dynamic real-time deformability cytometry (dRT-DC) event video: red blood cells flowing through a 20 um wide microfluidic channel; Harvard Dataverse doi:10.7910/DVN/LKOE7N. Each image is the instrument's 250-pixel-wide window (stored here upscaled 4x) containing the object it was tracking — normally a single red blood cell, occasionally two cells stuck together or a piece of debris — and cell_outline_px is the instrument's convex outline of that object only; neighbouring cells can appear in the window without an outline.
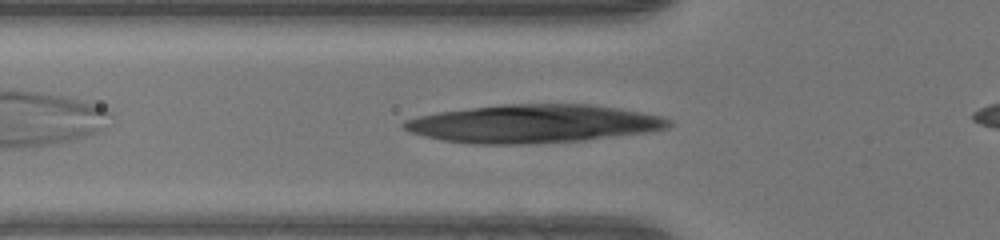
{"species": "human", "species_latin": "Homo sapiens", "temperature_condition": "warm", "stored_images_in_passage": 31, "camera_frame_rate_fps": 3000, "um_per_image_px": 0.085, "donor": {"sex": "female"}, "frame": {"image": 1, "passage_image": 10, "time_ms": 3.0, "image_size_px": [1000, 240], "cell_outline_px": [[672, 124], [668, 128], [644, 132], [584, 140], [528, 144], [472, 144], [444, 140], [424, 136], [408, 132], [400, 124], [404, 120], [420, 116], [440, 112], [472, 108], [508, 104], [588, 104], [616, 108], [660, 116], [672, 120]], "centroid_in_image_um": [45.3, 10.52], "position_along_channel_um": 80.5, "area_um2": 58.38}}